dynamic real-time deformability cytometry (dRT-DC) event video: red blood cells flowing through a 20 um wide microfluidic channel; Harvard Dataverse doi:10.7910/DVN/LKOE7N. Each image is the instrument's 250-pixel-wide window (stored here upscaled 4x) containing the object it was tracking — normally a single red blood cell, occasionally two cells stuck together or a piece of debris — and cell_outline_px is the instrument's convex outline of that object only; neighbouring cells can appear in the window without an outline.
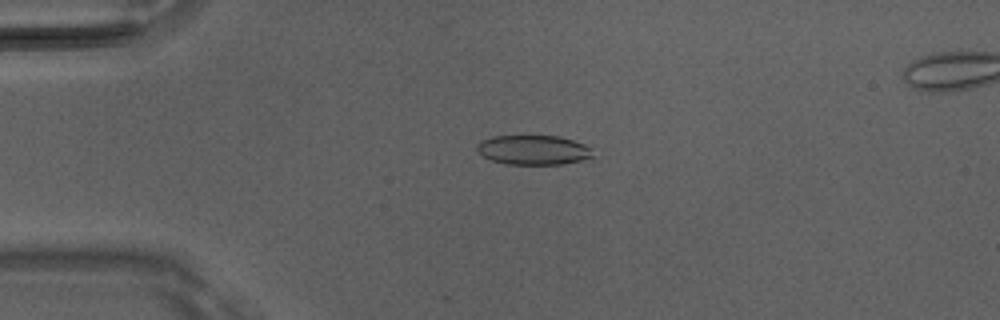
{"species": "Egyptian fruit bat (a non-hibernating species)", "species_latin": "Rousettus aegyptiacus", "temperature_condition": "room temperature", "stored_images_in_passage": 6, "camera_frame_rate_fps": 3000, "um_per_image_px": 0.085, "animal": {"sex": "male"}, "frame": {"image": 1, "passage_image": 4, "time_ms": 1.0, "image_size_px": [1000, 320], "cell_outline_px": [[592, 156], [580, 160], [560, 164], [508, 164], [492, 160], [476, 152], [476, 144], [480, 140], [492, 136], [556, 136], [572, 140], [584, 144], [588, 148]], "centroid_in_image_um": [45.23, 12.74], "position_along_channel_um": 39.8, "area_um2": 19.65}}